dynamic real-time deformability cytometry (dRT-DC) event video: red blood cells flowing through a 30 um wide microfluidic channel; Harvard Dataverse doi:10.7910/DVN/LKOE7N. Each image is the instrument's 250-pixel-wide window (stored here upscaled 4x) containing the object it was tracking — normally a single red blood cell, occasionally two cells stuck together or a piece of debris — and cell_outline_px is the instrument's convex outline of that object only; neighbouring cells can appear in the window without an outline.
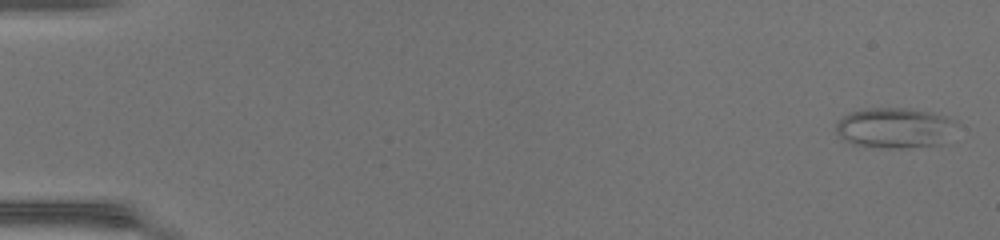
{"species": "common noctule bat (a hibernating species)", "species_latin": "Nyctalus noctula", "temperature_condition": "warm", "stored_images_in_passage": 18, "camera_frame_rate_fps": 3000, "um_per_image_px": 0.085, "animal": {"sex": "female", "body_mass_g": 17.0, "forearm_length_mm": 48.0}, "frame": {"image": 1, "passage_image": 1, "time_ms": 0.0, "image_size_px": [1000, 240], "cell_outline_px": [[960, 124], [936, 144], [900, 148], [864, 148], [852, 144], [840, 136], [836, 132], [836, 120], [852, 112], [868, 108], [908, 108], [932, 112], [956, 120]], "centroid_in_image_um": [75.99, 10.86], "position_along_channel_um": 9.0, "area_um2": 28.32}}